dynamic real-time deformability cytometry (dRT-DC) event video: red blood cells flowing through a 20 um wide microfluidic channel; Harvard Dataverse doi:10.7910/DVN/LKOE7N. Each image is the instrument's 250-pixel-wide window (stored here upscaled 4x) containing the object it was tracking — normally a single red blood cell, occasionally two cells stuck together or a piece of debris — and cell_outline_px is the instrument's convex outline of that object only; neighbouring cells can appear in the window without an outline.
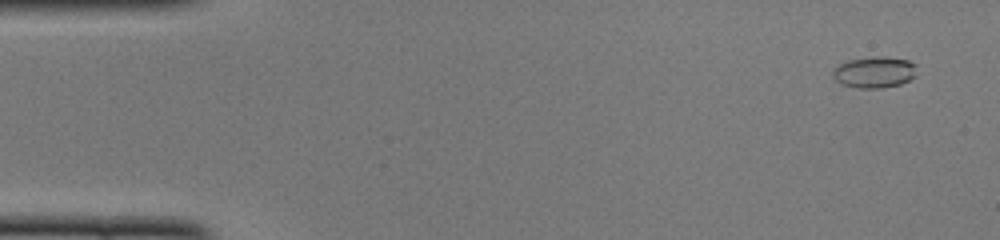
{"species": "common noctule bat (a hibernating species)", "species_latin": "Nyctalus noctula", "temperature_condition": "cold", "stored_images_in_passage": 9, "camera_frame_rate_fps": 3000, "um_per_image_px": 0.085, "animal": {"sex": "female", "body_mass_g": 22.0, "forearm_length_mm": 56.7}, "frame": {"image": 1, "passage_image": 3, "time_ms": 0.667, "image_size_px": [1000, 240], "cell_outline_px": [[916, 76], [900, 84], [880, 88], [856, 88], [840, 84], [832, 76], [832, 68], [848, 60], [876, 56], [884, 56], [908, 60], [916, 64]], "centroid_in_image_um": [74.31, 6.13], "position_along_channel_um": 10.7, "area_um2": 15.49}}